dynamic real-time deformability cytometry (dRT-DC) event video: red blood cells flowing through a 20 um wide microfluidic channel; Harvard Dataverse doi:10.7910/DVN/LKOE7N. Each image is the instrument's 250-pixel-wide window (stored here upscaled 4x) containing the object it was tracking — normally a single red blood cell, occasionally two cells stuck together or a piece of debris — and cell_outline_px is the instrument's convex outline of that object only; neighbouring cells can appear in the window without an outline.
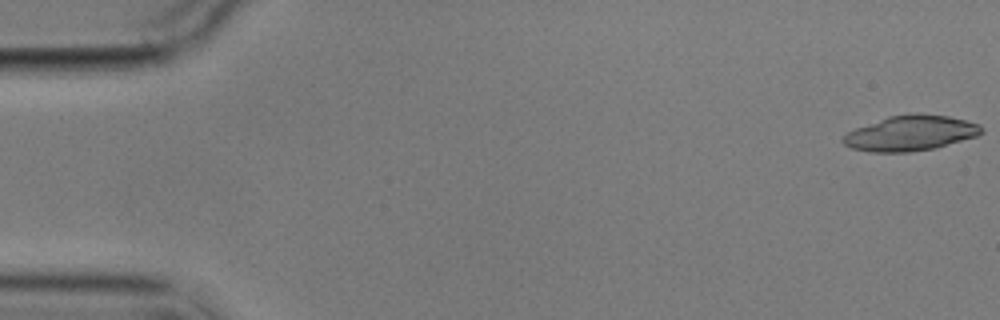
{"species": "common noctule bat (a hibernating species)", "species_latin": "Nyctalus noctula", "temperature_condition": "cold", "stored_images_in_passage": 6, "camera_frame_rate_fps": 3000, "um_per_image_px": 0.085, "animal": {"sex": "male", "body_mass_g": 17.9}, "frame": {"image": 1, "passage_image": 1, "time_ms": 0.0, "image_size_px": [1000, 320], "cell_outline_px": [[984, 132], [976, 136], [936, 148], [908, 152], [868, 152], [852, 148], [844, 144], [840, 140], [848, 132], [856, 128], [888, 116], [912, 112], [916, 112], [948, 116], [980, 124], [984, 128]], "centroid_in_image_um": [77.4, 11.31], "position_along_channel_um": 7.6, "area_um2": 28.61}}